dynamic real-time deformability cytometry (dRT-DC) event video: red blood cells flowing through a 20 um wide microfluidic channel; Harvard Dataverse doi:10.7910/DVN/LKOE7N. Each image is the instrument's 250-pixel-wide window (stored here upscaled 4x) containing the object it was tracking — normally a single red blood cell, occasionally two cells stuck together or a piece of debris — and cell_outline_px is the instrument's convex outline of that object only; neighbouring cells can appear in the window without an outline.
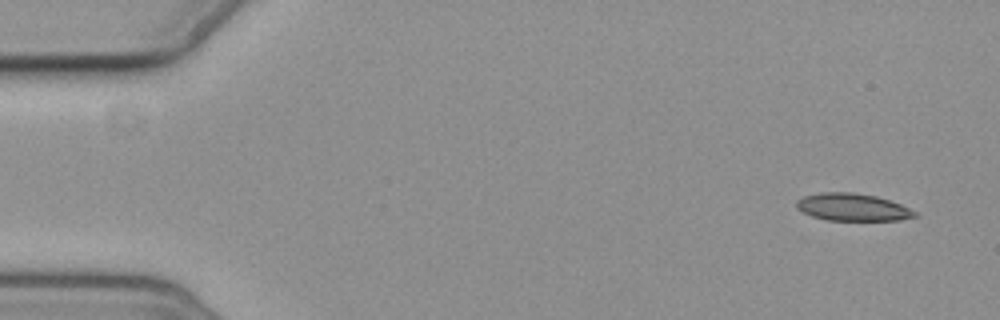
{"species": "common noctule bat (a hibernating species)", "species_latin": "Nyctalus noctula", "temperature_condition": "cold", "stored_images_in_passage": 5, "camera_frame_rate_fps": 3000, "um_per_image_px": 0.085, "animal": {"sex": "female", "body_mass_g": 19.3, "forearm_length_mm": 54.1}, "frame": {"image": 1, "passage_image": 1, "time_ms": 0.0, "image_size_px": [1000, 320], "cell_outline_px": [[920, 216], [900, 220], [828, 220], [812, 216], [796, 208], [796, 200], [804, 196], [820, 192], [852, 192], [876, 196], [900, 204], [916, 212]], "centroid_in_image_um": [72.46, 17.61], "position_along_channel_um": 12.5, "area_um2": 18.84}}
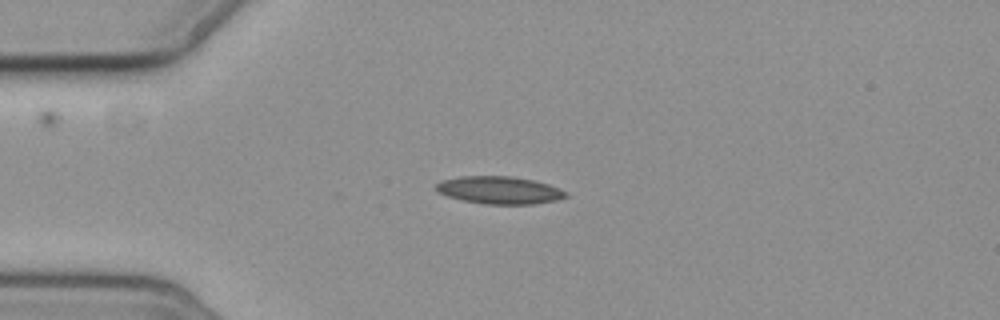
{"frame": {"image": 2, "passage_image": 4, "time_ms": 3.667, "image_size_px": [1000, 320], "cell_outline_px": [[568, 196], [556, 200], [532, 204], [484, 204], [464, 200], [448, 196], [436, 192], [436, 184], [440, 180], [460, 176], [512, 176], [532, 180], [548, 184], [568, 192]], "centroid_in_image_um": [42.43, 16.16], "position_along_channel_um": 42.6, "area_um2": 20.81}}
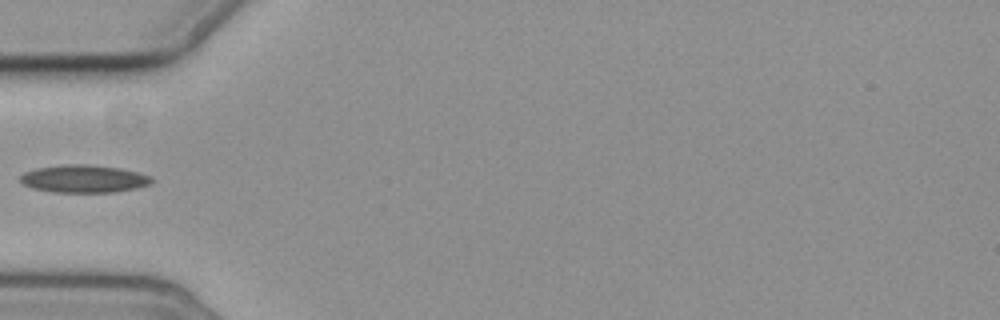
{"frame": {"image": 3, "passage_image": 5, "time_ms": 5.333, "image_size_px": [1000, 320], "cell_outline_px": [[156, 180], [152, 184], [136, 188], [112, 192], [52, 192], [32, 188], [24, 184], [20, 180], [20, 176], [24, 172], [36, 168], [64, 164], [88, 164], [120, 168], [152, 176]], "centroid_in_image_um": [7.16, 15.19], "position_along_channel_um": 77.8, "area_um2": 21.33}}